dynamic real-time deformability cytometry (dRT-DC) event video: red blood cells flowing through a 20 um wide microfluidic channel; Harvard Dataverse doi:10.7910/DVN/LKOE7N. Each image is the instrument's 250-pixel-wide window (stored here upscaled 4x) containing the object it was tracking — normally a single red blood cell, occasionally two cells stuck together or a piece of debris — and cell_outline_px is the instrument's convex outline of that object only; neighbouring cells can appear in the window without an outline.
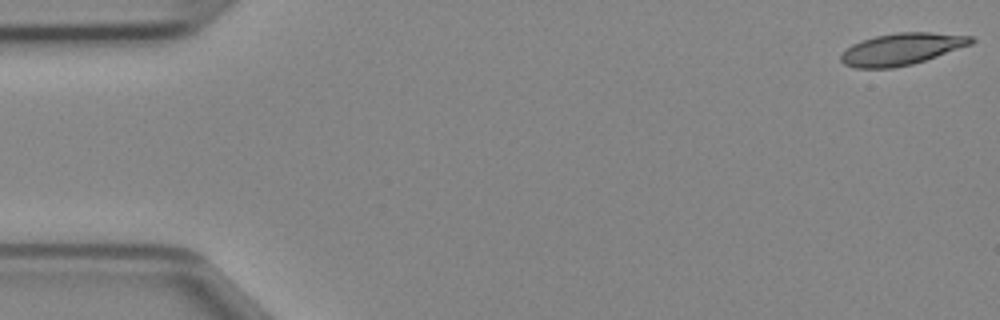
{"species": "Egyptian fruit bat (a non-hibernating species)", "species_latin": "Rousettus aegyptiacus", "temperature_condition": "cold", "stored_images_in_passage": 47, "camera_frame_rate_fps": 3000, "um_per_image_px": 0.085, "animal": {"sex": "female"}, "frame": {"image": 1, "passage_image": 1, "time_ms": 0.0, "image_size_px": [1000, 320], "cell_outline_px": [[976, 40], [972, 44], [912, 64], [892, 68], [856, 68], [844, 64], [840, 60], [840, 56], [852, 44], [876, 36], [896, 32], [932, 32], [972, 36]], "centroid_in_image_um": [76.65, 4.16], "position_along_channel_um": 8.3, "area_um2": 23.93}}
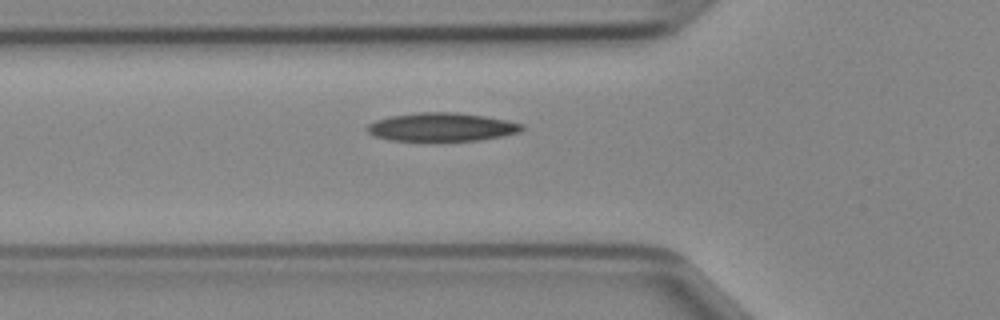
{"frame": {"image": 2, "passage_image": 16, "time_ms": 5.0, "image_size_px": [1000, 320], "cell_outline_px": [[524, 128], [520, 132], [504, 136], [480, 140], [432, 144], [388, 140], [372, 136], [364, 128], [368, 124], [376, 120], [392, 116], [420, 112], [456, 112], [484, 116], [508, 120], [524, 124]], "centroid_in_image_um": [37.52, 10.85], "position_along_channel_um": 88.3, "area_um2": 26.99}}
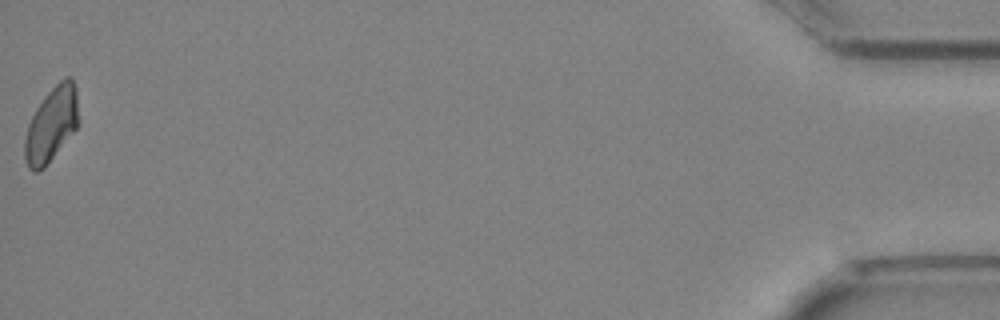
{"frame": {"image": 3, "passage_image": 47, "time_ms": 15.333, "image_size_px": [1000, 320], "cell_outline_px": [[80, 124], [44, 168], [36, 172], [32, 172], [28, 168], [24, 156], [24, 140], [28, 124], [36, 108], [44, 96], [64, 76], [72, 76], [76, 88], [80, 120]], "centroid_in_image_um": [4.39, 10.56], "position_along_channel_um": 430.8, "area_um2": 23.76}}